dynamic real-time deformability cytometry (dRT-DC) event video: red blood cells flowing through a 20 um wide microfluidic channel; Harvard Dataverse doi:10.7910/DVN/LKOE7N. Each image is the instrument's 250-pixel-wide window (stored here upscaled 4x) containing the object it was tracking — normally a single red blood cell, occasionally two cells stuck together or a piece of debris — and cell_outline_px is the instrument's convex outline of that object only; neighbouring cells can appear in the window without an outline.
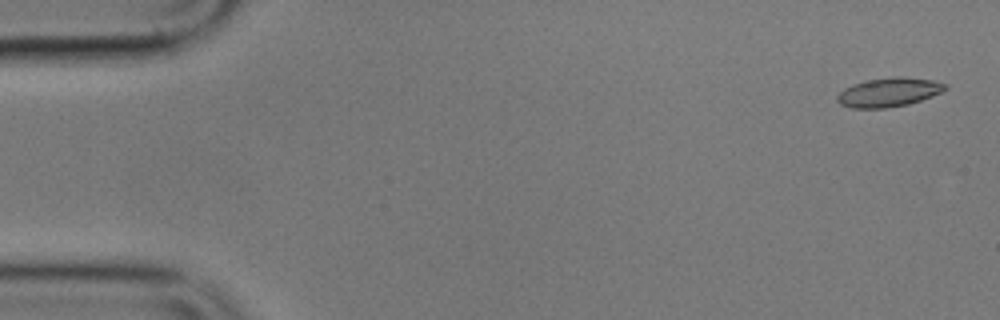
{"species": "common noctule bat (a hibernating species)", "species_latin": "Nyctalus noctula", "temperature_condition": "cold", "stored_images_in_passage": 56, "camera_frame_rate_fps": 3000, "um_per_image_px": 0.085, "animal": {"sex": "male", "body_mass_g": 17.9}, "frame": {"image": 1, "passage_image": 2, "time_ms": 0.333, "image_size_px": [1000, 320], "cell_outline_px": [[948, 88], [932, 96], [908, 104], [884, 108], [852, 108], [840, 104], [836, 100], [836, 96], [844, 88], [852, 84], [868, 80], [892, 76], [904, 76], [932, 80], [948, 84]], "centroid_in_image_um": [75.54, 7.83], "position_along_channel_um": 9.5, "area_um2": 18.32}}
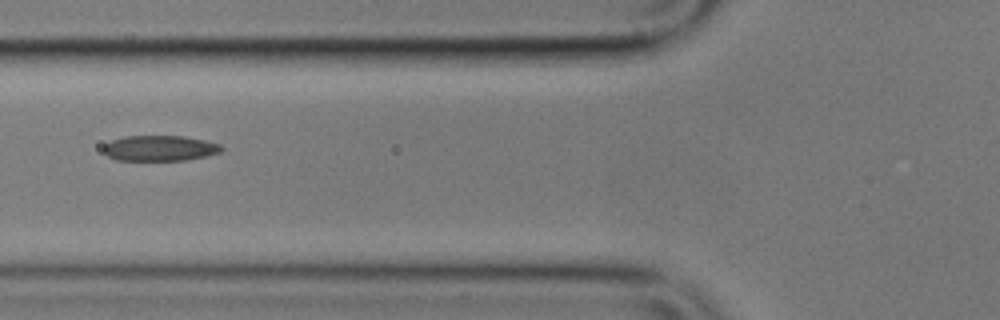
{"frame": {"image": 2, "passage_image": 21, "time_ms": 6.667, "image_size_px": [1000, 320], "cell_outline_px": [[224, 148], [220, 152], [188, 160], [116, 160], [108, 156], [104, 152], [104, 144], [112, 140], [124, 136], [184, 136], [204, 140], [220, 144]], "centroid_in_image_um": [13.58, 12.59], "position_along_channel_um": 112.2, "area_um2": 17.51}}
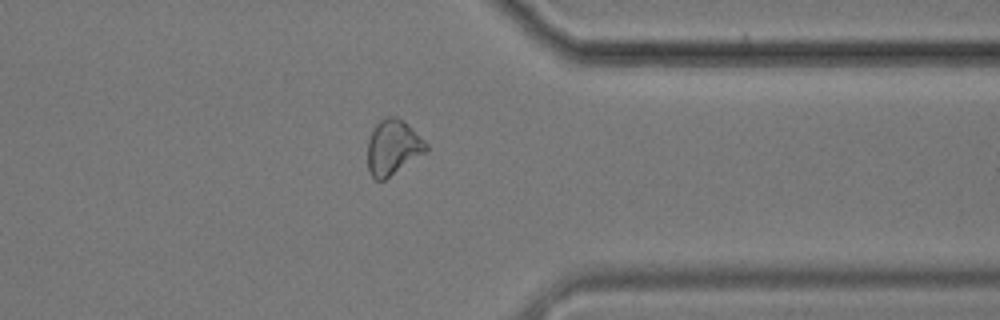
{"frame": {"image": 3, "passage_image": 44, "time_ms": 14.333, "image_size_px": [1000, 320], "cell_outline_px": [[428, 152], [384, 180], [376, 180], [368, 172], [368, 140], [376, 124], [384, 116], [396, 116], [404, 120], [428, 144]], "centroid_in_image_um": [33.42, 12.52], "position_along_channel_um": 378.0, "area_um2": 19.02}, "authors_computed_cell_mechanics": {"area_um2": 18.2359, "velocity_mm_per_s": 3.5561, "shape_relaxation_time_tau1_ms": 5.1961, "shape_relaxation_time_tau2_ms": 3.2897, "deformation_change_tau1": 0.1329, "deformation_change_tau2": 0.0942}}